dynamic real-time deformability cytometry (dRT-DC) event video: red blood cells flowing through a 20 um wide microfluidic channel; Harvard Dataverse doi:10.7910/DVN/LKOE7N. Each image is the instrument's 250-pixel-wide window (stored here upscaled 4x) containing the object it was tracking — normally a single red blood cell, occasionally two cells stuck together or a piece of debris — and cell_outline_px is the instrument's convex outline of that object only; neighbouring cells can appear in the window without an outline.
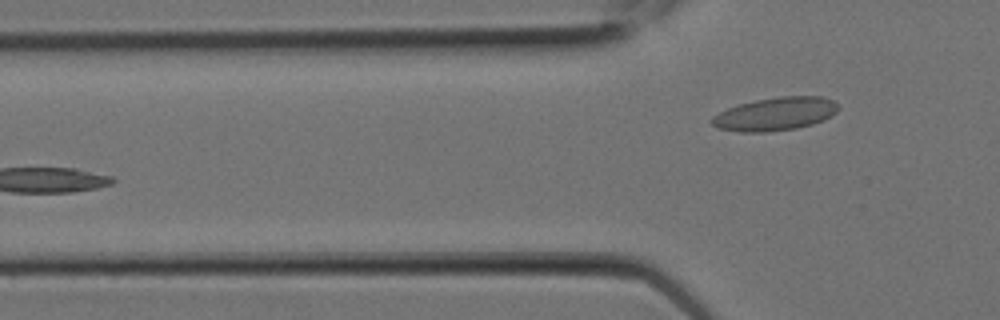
{"species": "Egyptian fruit bat (a non-hibernating species)", "species_latin": "Rousettus aegyptiacus", "temperature_condition": "room temperature", "stored_images_in_passage": 7, "segment_of_instrument_passage": [2, 2], "camera_frame_rate_fps": 3000, "um_per_image_px": 0.085, "animal": {"sex": "female"}, "frame": {"image": 1, "passage_image": 7, "time_ms": 2.0, "image_size_px": [1000, 320], "cell_outline_px": [[840, 108], [832, 116], [824, 120], [812, 124], [796, 128], [764, 132], [740, 132], [716, 128], [708, 120], [712, 116], [728, 108], [740, 104], [756, 100], [780, 96], [820, 96], [832, 100]], "centroid_in_image_um": [65.88, 9.69], "position_along_channel_um": 59.9, "area_um2": 24.51}}